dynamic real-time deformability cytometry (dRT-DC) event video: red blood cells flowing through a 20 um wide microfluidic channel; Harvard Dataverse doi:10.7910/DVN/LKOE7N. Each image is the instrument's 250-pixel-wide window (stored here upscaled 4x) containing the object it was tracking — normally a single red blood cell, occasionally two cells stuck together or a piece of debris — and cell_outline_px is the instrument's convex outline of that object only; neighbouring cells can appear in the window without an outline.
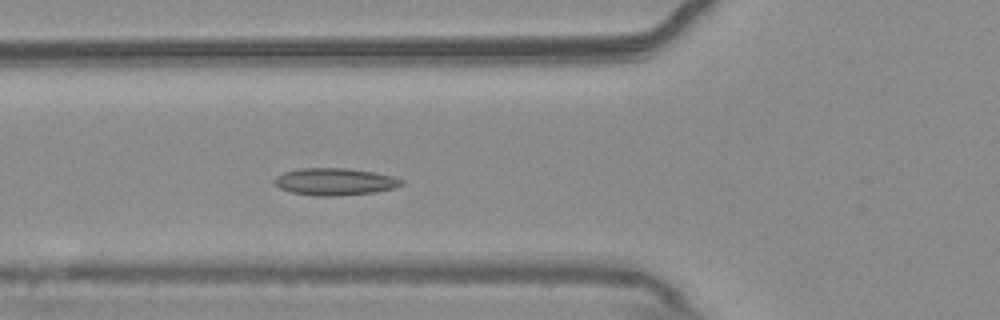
{"species": "common noctule bat (a hibernating species)", "species_latin": "Nyctalus noctula", "temperature_condition": "warm", "stored_images_in_passage": 40, "camera_frame_rate_fps": 3000, "um_per_image_px": 0.085, "animal": {"sex": "male", "body_mass_g": 20.4}, "frame": {"image": 1, "passage_image": 5, "time_ms": 1.333, "image_size_px": [1000, 320], "cell_outline_px": [[404, 184], [396, 188], [376, 192], [340, 196], [320, 196], [292, 192], [280, 188], [272, 180], [276, 176], [284, 172], [300, 168], [348, 168], [372, 172], [392, 176], [404, 180]], "centroid_in_image_um": [28.49, 15.44], "position_along_channel_um": 97.3, "area_um2": 20.17}}
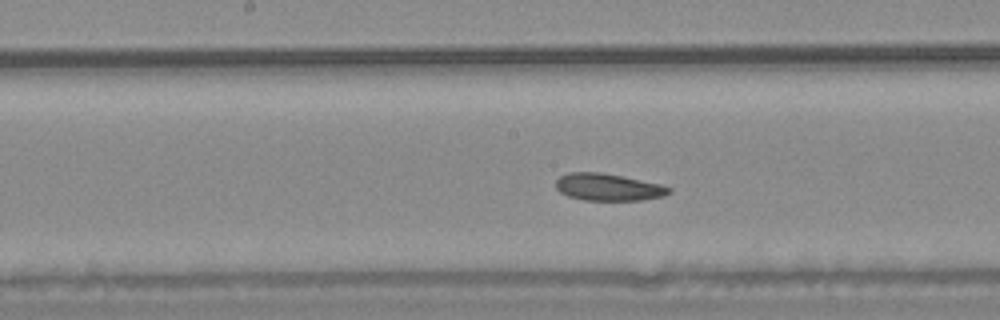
{"frame": {"image": 2, "passage_image": 13, "time_ms": 4.0, "image_size_px": [1000, 320], "cell_outline_px": [[672, 192], [664, 196], [644, 200], [584, 200], [568, 196], [560, 192], [556, 188], [556, 180], [560, 176], [568, 172], [600, 172], [660, 184], [672, 188]], "centroid_in_image_um": [51.7, 15.91], "position_along_channel_um": 196.5, "area_um2": 17.86}}
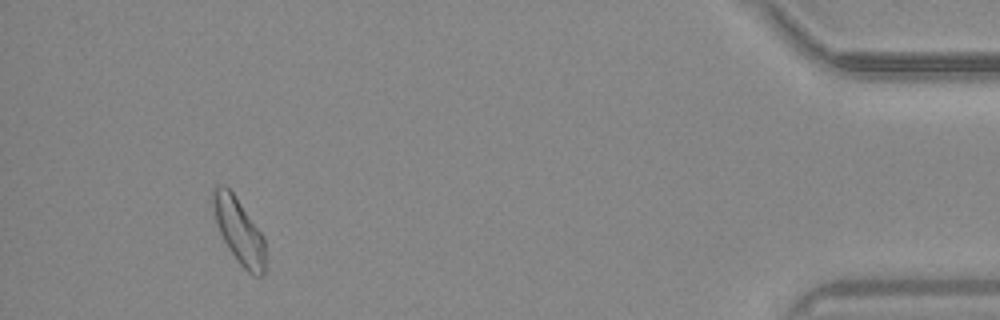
{"frame": {"image": 3, "passage_image": 36, "time_ms": 11.667, "image_size_px": [1000, 320], "cell_outline_px": [[264, 276], [252, 276], [236, 260], [228, 248], [220, 232], [216, 220], [212, 200], [212, 188], [216, 184], [224, 184], [232, 192], [264, 236]], "centroid_in_image_um": [20.3, 19.61], "position_along_channel_um": 414.9, "area_um2": 19.71}, "authors_computed_cell_mechanics": {"area_um2": 18.5538, "velocity_mm_per_s": 3.7127, "shape_relaxation_time_tau1_ms": 11.0765, "shape_relaxation_time_tau2_ms": 6.1889, "deformation_change_tau1": 0.196, "deformation_change_tau2": 0.1169}}